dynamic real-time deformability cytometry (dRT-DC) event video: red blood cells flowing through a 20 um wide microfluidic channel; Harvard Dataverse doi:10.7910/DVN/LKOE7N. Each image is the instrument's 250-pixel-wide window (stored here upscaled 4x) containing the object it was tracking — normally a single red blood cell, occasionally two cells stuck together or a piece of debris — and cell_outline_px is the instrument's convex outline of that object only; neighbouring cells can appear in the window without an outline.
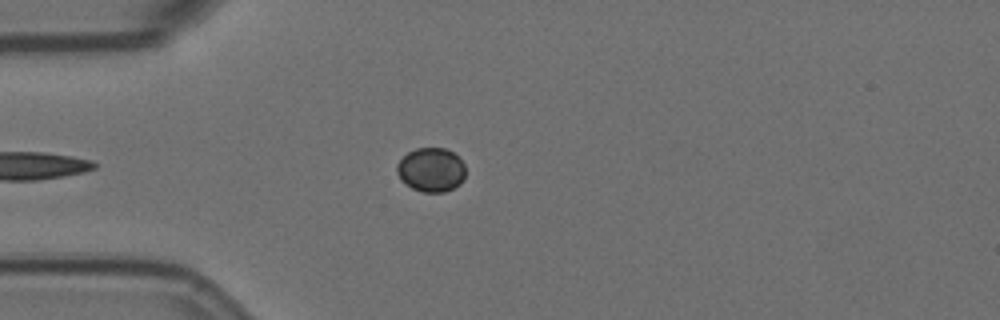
{"species": "Egyptian fruit bat (a non-hibernating species)", "species_latin": "Rousettus aegyptiacus", "temperature_condition": "room temperature", "stored_images_in_passage": 34, "camera_frame_rate_fps": 3000, "um_per_image_px": 0.085, "animal": {"sex": "female"}, "frame": {"image": 1, "passage_image": 4, "time_ms": 1.0, "image_size_px": [1000, 320], "cell_outline_px": [[464, 180], [460, 184], [444, 192], [424, 192], [412, 188], [400, 180], [396, 172], [396, 164], [408, 152], [416, 148], [444, 148], [452, 152], [464, 164]], "centroid_in_image_um": [36.62, 14.44], "position_along_channel_um": 48.4, "area_um2": 17.57}}
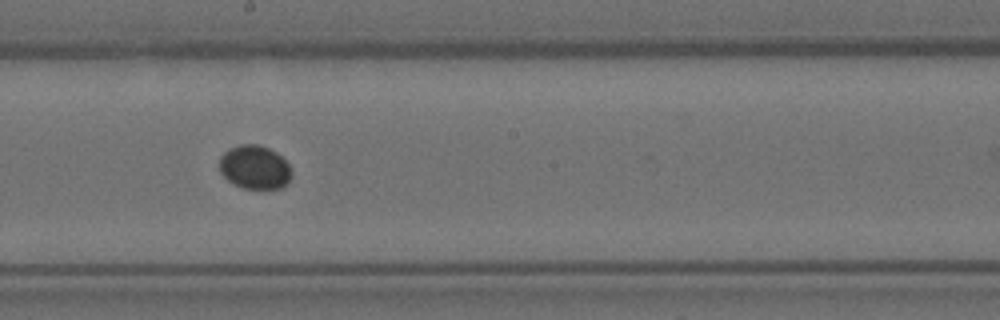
{"frame": {"image": 2, "passage_image": 20, "time_ms": 6.333, "image_size_px": [1000, 320], "cell_outline_px": [[292, 176], [280, 188], [244, 188], [232, 184], [220, 172], [220, 156], [228, 148], [240, 144], [260, 144], [276, 152], [288, 164], [292, 172]], "centroid_in_image_um": [21.62, 14.19], "position_along_channel_um": 226.6, "area_um2": 18.32}}
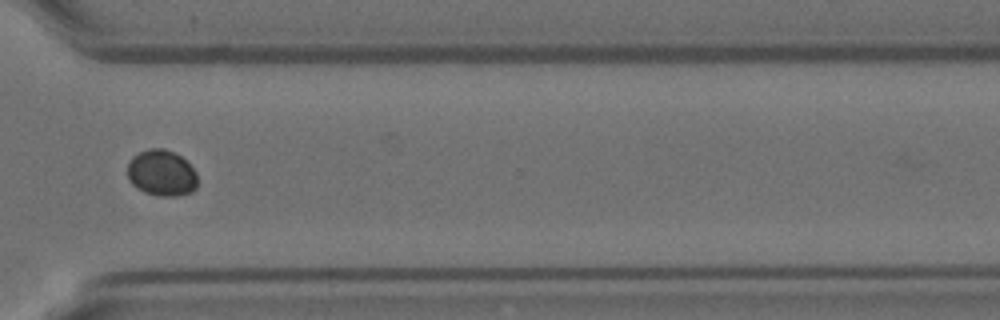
{"frame": {"image": 3, "passage_image": 31, "time_ms": 10.0, "image_size_px": [1000, 320], "cell_outline_px": [[196, 188], [192, 192], [176, 196], [160, 196], [144, 192], [136, 188], [128, 180], [128, 164], [132, 156], [148, 148], [164, 148], [180, 156], [196, 172]], "centroid_in_image_um": [13.71, 14.71], "position_along_channel_um": 356.9, "area_um2": 18.79}}